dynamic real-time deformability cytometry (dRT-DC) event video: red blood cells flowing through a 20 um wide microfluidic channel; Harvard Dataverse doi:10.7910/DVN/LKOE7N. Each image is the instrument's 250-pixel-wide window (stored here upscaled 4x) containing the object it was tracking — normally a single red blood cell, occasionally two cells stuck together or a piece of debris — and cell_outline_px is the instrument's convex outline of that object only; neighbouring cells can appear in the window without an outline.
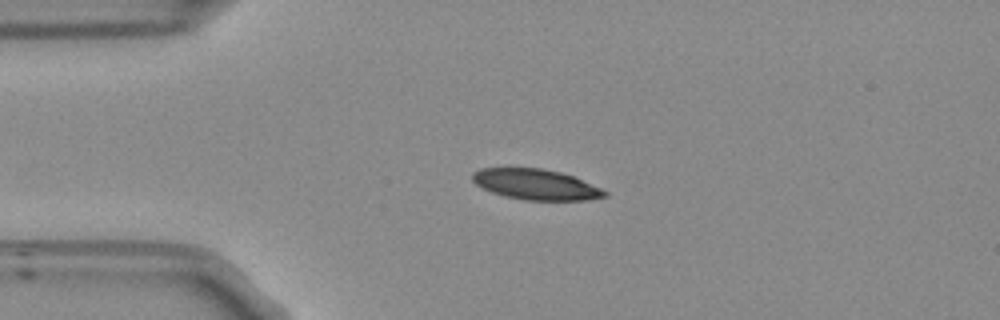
{"species": "Egyptian fruit bat (a non-hibernating species)", "species_latin": "Rousettus aegyptiacus", "temperature_condition": "room temperature", "stored_images_in_passage": 42, "camera_frame_rate_fps": 3000, "um_per_image_px": 0.085, "frame": {"image": 1, "passage_image": 1, "time_ms": 0.0, "image_size_px": [1000, 320], "cell_outline_px": [[608, 196], [588, 200], [524, 200], [504, 196], [492, 192], [476, 184], [472, 180], [472, 172], [480, 168], [540, 168], [560, 172], [572, 176], [600, 188], [608, 192]], "centroid_in_image_um": [45.53, 15.68], "position_along_channel_um": 39.5, "area_um2": 23.41}}
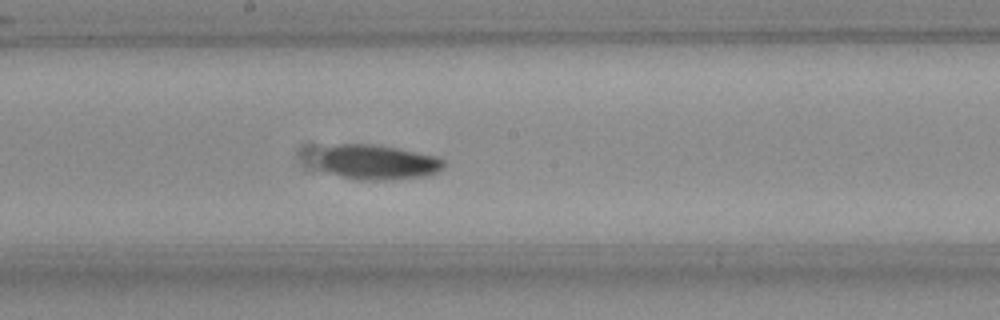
{"frame": {"image": 2, "passage_image": 17, "time_ms": 5.333, "image_size_px": [1000, 320], "cell_outline_px": [[444, 168], [440, 172], [428, 176], [392, 180], [356, 180], [340, 176], [328, 172], [320, 164], [320, 160], [324, 152], [328, 148], [336, 144], [372, 144], [396, 148], [436, 156], [444, 160]], "centroid_in_image_um": [32.18, 13.82], "position_along_channel_um": 216.0, "area_um2": 25.37}}
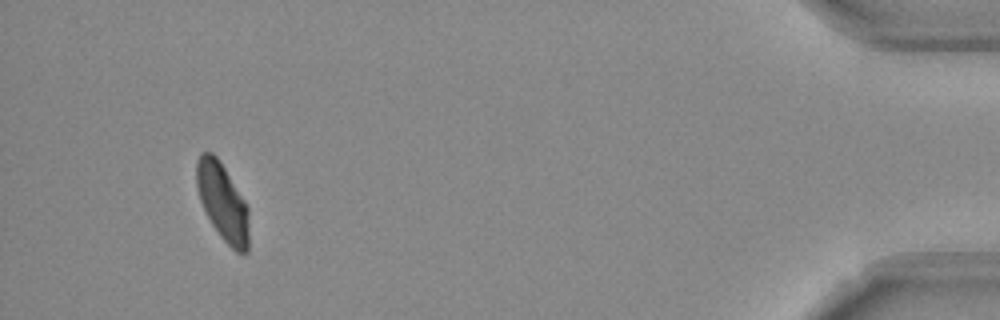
{"frame": {"image": 3, "passage_image": 39, "time_ms": 12.667, "image_size_px": [1000, 320], "cell_outline_px": [[248, 252], [236, 252], [220, 236], [212, 224], [200, 200], [196, 184], [196, 160], [200, 152], [212, 152], [216, 156], [224, 168], [244, 200], [248, 208]], "centroid_in_image_um": [18.9, 17.15], "position_along_channel_um": 416.3, "area_um2": 23.29}, "authors_computed_cell_mechanics": {"area_um2": 24.3916, "velocity_mm_per_s": 3.7604, "shape_relaxation_time_tau1_ms": 3.9901, "shape_relaxation_time_tau2_ms": 5.2921, "deformation_change_tau1": 0.1473, "deformation_change_tau2": 0.0681}}